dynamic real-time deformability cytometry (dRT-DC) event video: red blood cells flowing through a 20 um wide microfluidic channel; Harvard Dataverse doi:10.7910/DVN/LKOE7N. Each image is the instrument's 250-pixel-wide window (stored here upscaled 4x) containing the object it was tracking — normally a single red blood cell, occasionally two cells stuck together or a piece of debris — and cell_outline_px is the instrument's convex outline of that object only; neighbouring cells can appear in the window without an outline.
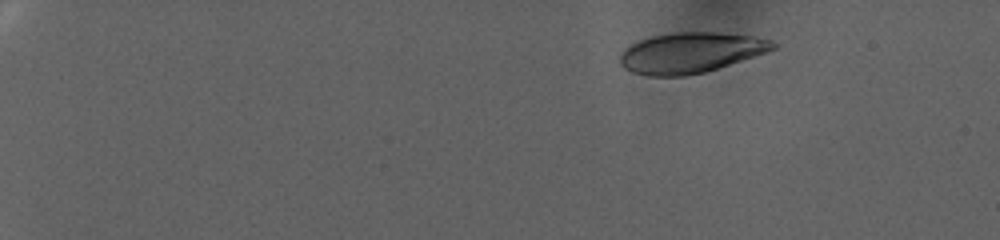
{"species": "human", "species_latin": "Homo sapiens", "temperature_condition": "warm", "stored_images_in_passage": 77, "camera_frame_rate_fps": 3000, "um_per_image_px": 0.085, "donor": {"sex": "female"}, "frame": {"image": 1, "passage_image": 1, "time_ms": 0.0, "image_size_px": [1000, 240], "cell_outline_px": [[776, 48], [768, 52], [704, 72], [684, 76], [648, 76], [632, 72], [624, 68], [620, 64], [620, 52], [624, 48], [640, 40], [652, 36], [676, 32], [716, 32], [752, 36], [772, 40], [776, 44]], "centroid_in_image_um": [58.68, 4.48], "position_along_channel_um": 26.3, "area_um2": 36.01}}
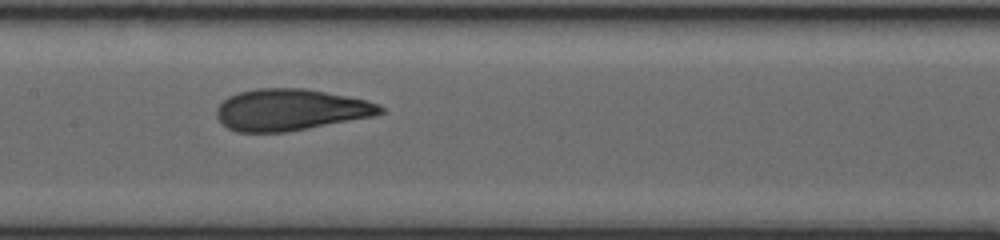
{"frame": {"image": 2, "passage_image": 39, "time_ms": 12.667, "image_size_px": [1000, 240], "cell_outline_px": [[384, 112], [376, 116], [288, 132], [236, 132], [228, 128], [216, 116], [216, 108], [228, 96], [240, 92], [256, 88], [304, 88], [348, 96], [368, 100], [380, 104], [384, 108]], "centroid_in_image_um": [24.73, 9.33], "position_along_channel_um": 182.7, "area_um2": 39.88}}
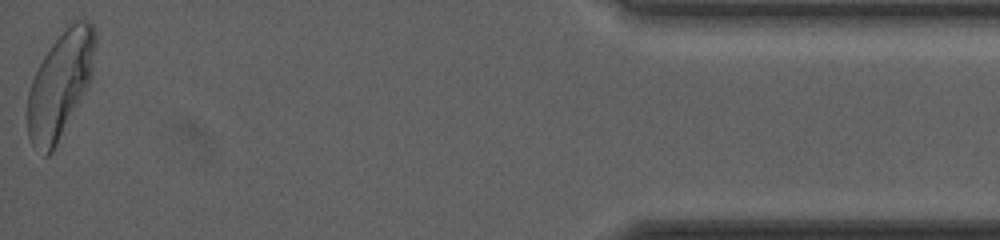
{"frame": {"image": 3, "passage_image": 77, "time_ms": 25.333, "image_size_px": [1000, 240], "cell_outline_px": [[96, 44], [92, 76], [88, 84], [52, 152], [48, 156], [44, 156], [32, 144], [28, 136], [28, 92], [32, 80], [44, 56], [52, 44], [76, 20], [88, 20], [96, 28]], "centroid_in_image_um": [5.13, 7.19], "position_along_channel_um": 430.1, "area_um2": 40.81}, "authors_computed_cell_mechanics": {"area_um2": 39.0728, "velocity_mm_per_s": 2.4505, "shape_relaxation_time_tau1_ms": 10.4885, "shape_relaxation_time_tau2_ms": null, "deformation_change_tau1": 0.242, "deformation_change_tau2": null}}